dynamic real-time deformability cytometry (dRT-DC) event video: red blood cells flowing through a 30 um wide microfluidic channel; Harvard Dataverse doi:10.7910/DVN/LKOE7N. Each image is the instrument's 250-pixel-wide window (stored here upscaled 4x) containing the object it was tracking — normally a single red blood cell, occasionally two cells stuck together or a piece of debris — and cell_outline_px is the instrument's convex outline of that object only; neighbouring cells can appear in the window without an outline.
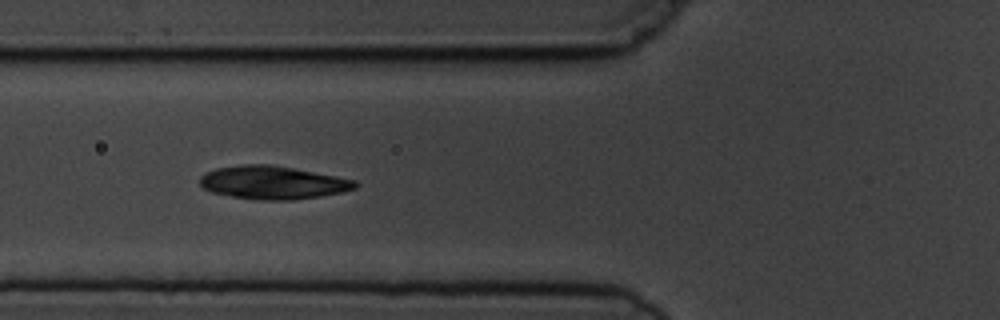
{"species": "common noctule bat (a hibernating species)", "species_latin": "Nyctalus noctula", "temperature_condition": "cold", "stored_images_in_passage": 15, "segment_of_instrument_passage": [1, 2], "camera_frame_rate_fps": 3000, "um_per_image_px": 0.085, "animal": {"sex": "male", "body_mass_g": 19.5, "forearm_length_mm": 54.6}, "frame": {"image": 1, "passage_image": 5, "time_ms": 4.667, "image_size_px": [1000, 320], "cell_outline_px": [[360, 184], [356, 188], [340, 192], [320, 196], [292, 200], [256, 200], [232, 196], [212, 192], [204, 188], [200, 184], [200, 176], [216, 168], [244, 164], [272, 164], [356, 180]], "centroid_in_image_um": [23.19, 15.52], "position_along_channel_um": 102.6, "area_um2": 29.88}}
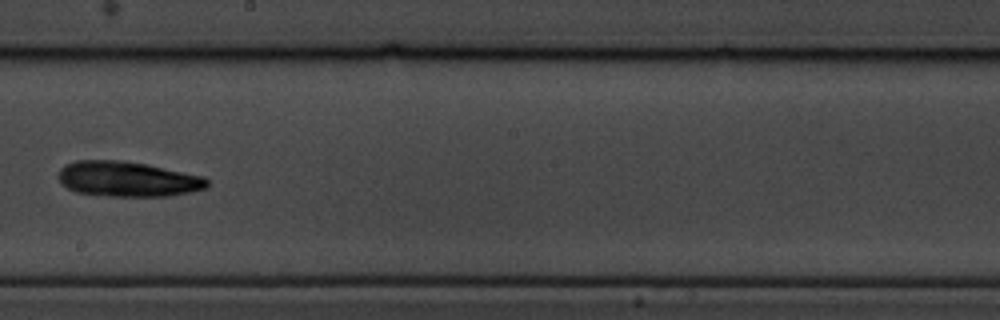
{"frame": {"image": 2, "passage_image": 8, "time_ms": 8.333, "image_size_px": [1000, 320], "cell_outline_px": [[208, 184], [204, 188], [192, 192], [168, 196], [108, 196], [76, 192], [60, 184], [56, 176], [60, 168], [64, 164], [76, 160], [120, 160], [148, 164], [204, 176], [208, 180]], "centroid_in_image_um": [10.8, 15.21], "position_along_channel_um": 237.4, "area_um2": 30.87}}
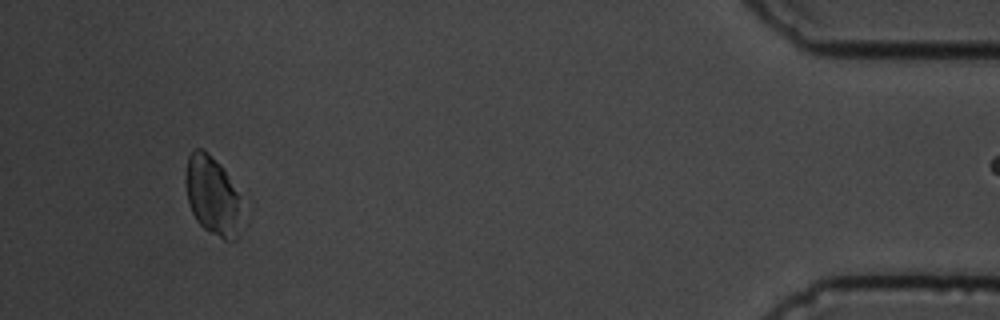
{"frame": {"image": 3, "passage_image": 14, "time_ms": 15.0, "image_size_px": [1000, 320], "cell_outline_px": [[240, 196], [236, 240], [224, 240], [208, 232], [196, 220], [188, 204], [188, 156], [192, 148], [200, 148], [208, 152], [220, 164]], "centroid_in_image_um": [18.05, 16.63], "position_along_channel_um": 417.2, "area_um2": 24.91}}